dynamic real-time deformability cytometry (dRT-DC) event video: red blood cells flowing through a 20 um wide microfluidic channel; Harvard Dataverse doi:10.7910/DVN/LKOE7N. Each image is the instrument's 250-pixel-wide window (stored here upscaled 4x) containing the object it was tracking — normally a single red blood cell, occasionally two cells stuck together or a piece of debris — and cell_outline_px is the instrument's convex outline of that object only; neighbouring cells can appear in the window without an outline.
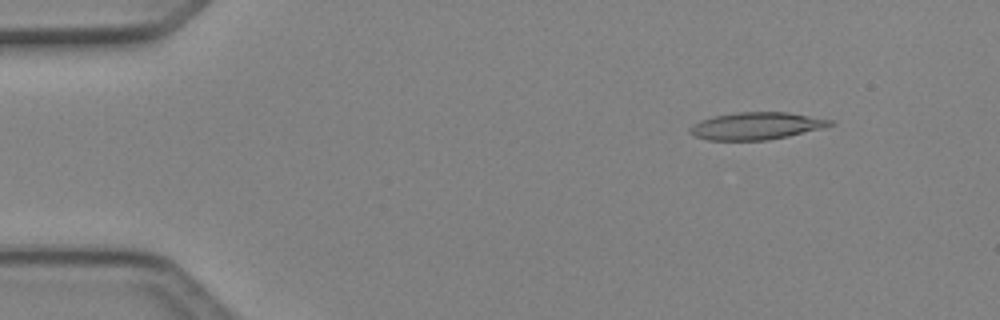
{"species": "Egyptian fruit bat (a non-hibernating species)", "species_latin": "Rousettus aegyptiacus", "temperature_condition": "cold", "stored_images_in_passage": 5, "camera_frame_rate_fps": 3000, "um_per_image_px": 0.085, "animal": {"sex": "female"}, "frame": {"image": 1, "passage_image": 1, "time_ms": 0.0, "image_size_px": [1000, 320], "cell_outline_px": [[836, 124], [824, 128], [788, 136], [768, 140], [708, 140], [696, 136], [688, 132], [688, 128], [692, 124], [700, 120], [712, 116], [736, 112], [788, 112], [832, 120]], "centroid_in_image_um": [64.27, 10.7], "position_along_channel_um": 20.7, "area_um2": 22.43}}
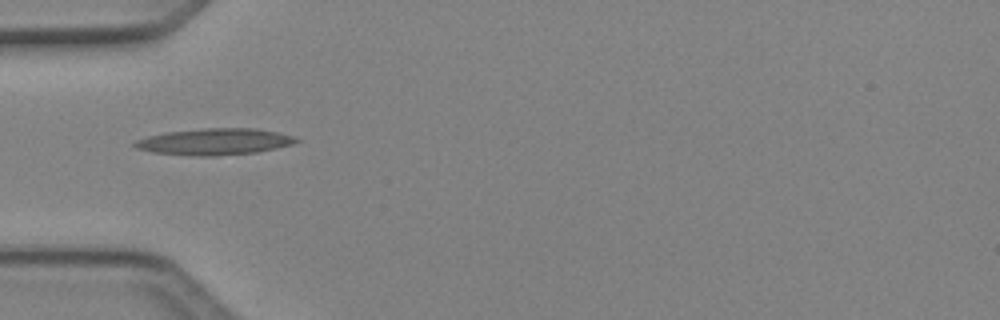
{"frame": {"image": 2, "passage_image": 4, "time_ms": 1.0, "image_size_px": [1000, 320], "cell_outline_px": [[300, 140], [292, 144], [276, 148], [256, 152], [216, 156], [200, 156], [152, 152], [136, 148], [132, 144], [136, 140], [148, 136], [168, 132], [204, 128], [256, 128], [280, 132], [292, 136]], "centroid_in_image_um": [18.25, 12.04], "position_along_channel_um": 66.7, "area_um2": 24.8}}
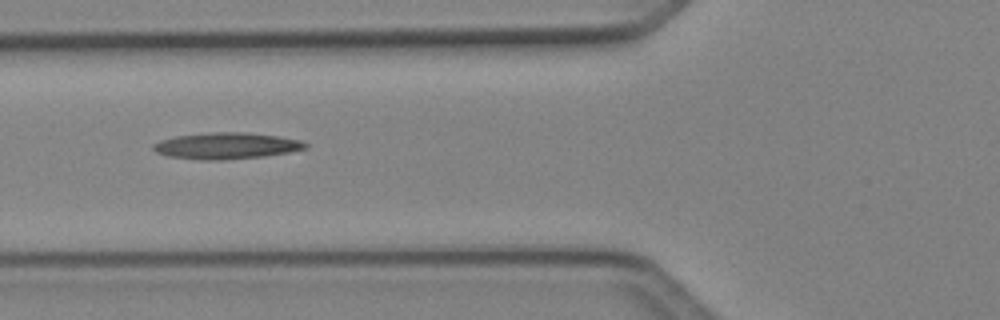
{"frame": {"image": 3, "passage_image": 5, "time_ms": 1.333, "image_size_px": [1000, 320], "cell_outline_px": [[308, 148], [288, 152], [264, 156], [220, 160], [200, 160], [168, 156], [156, 152], [152, 148], [152, 144], [160, 140], [176, 136], [212, 132], [244, 132], [276, 136], [300, 140], [308, 144]], "centroid_in_image_um": [19.21, 12.39], "position_along_channel_um": 106.6, "area_um2": 23.29}}